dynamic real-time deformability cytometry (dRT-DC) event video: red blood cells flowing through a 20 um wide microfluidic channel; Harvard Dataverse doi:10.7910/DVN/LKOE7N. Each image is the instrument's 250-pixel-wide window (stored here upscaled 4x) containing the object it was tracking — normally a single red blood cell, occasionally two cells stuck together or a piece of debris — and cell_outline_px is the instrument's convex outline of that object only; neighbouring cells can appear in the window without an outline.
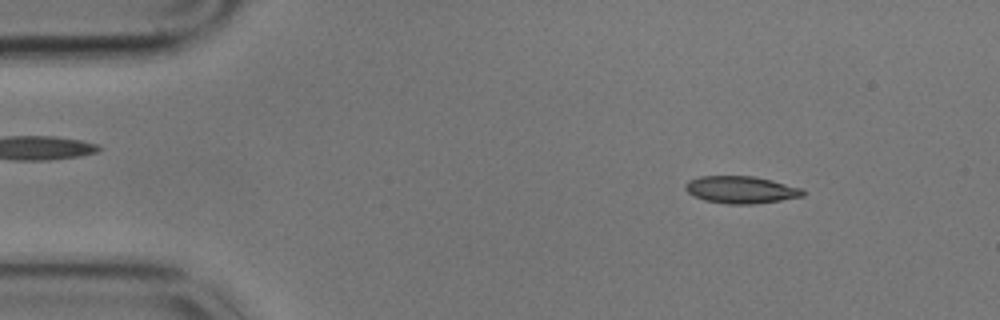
{"species": "common noctule bat (a hibernating species)", "species_latin": "Nyctalus noctula", "temperature_condition": "cold", "stored_images_in_passage": 57, "camera_frame_rate_fps": 3000, "um_per_image_px": 0.085, "animal": {"sex": "male", "body_mass_g": 17.9}, "frame": {"image": 1, "passage_image": 7, "time_ms": 2.0, "image_size_px": [1000, 320], "cell_outline_px": [[804, 196], [780, 200], [752, 204], [728, 204], [704, 200], [688, 192], [684, 188], [684, 184], [688, 180], [700, 176], [752, 176], [772, 180], [804, 188]], "centroid_in_image_um": [62.99, 16.12], "position_along_channel_um": 22.0, "area_um2": 18.67}}
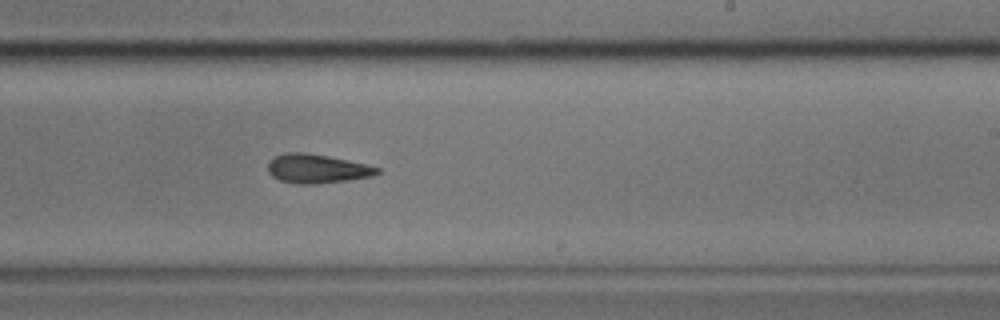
{"frame": {"image": 2, "passage_image": 34, "time_ms": 11.0, "image_size_px": [1000, 320], "cell_outline_px": [[380, 172], [372, 176], [348, 180], [316, 184], [300, 184], [280, 180], [272, 176], [268, 172], [268, 164], [276, 156], [284, 152], [304, 152], [328, 156], [368, 164], [380, 168]], "centroid_in_image_um": [26.96, 14.33], "position_along_channel_um": 262.0, "area_um2": 18.44}}
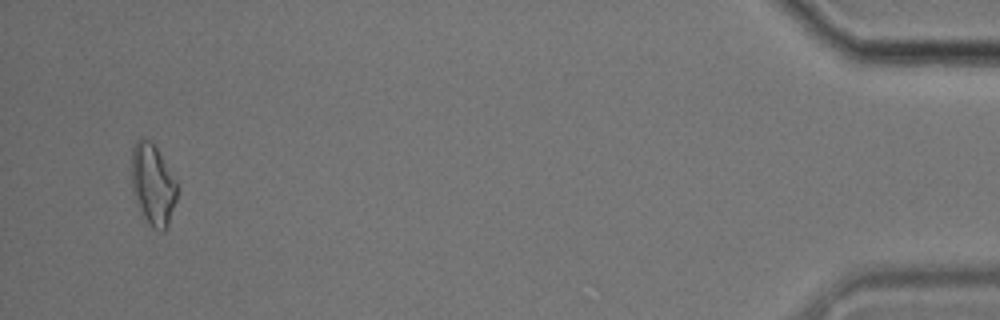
{"frame": {"image": 3, "passage_image": 55, "time_ms": 18.0, "image_size_px": [1000, 320], "cell_outline_px": [[180, 188], [168, 224], [164, 232], [160, 232], [152, 228], [148, 224], [132, 192], [132, 148], [136, 140], [140, 136], [152, 140], [176, 180]], "centroid_in_image_um": [13.01, 15.66], "position_along_channel_um": 422.2, "area_um2": 21.85}, "authors_computed_cell_mechanics": {"area_um2": 18.8428, "velocity_mm_per_s": 3.4441, "shape_relaxation_time_tau1_ms": 4.9945, "shape_relaxation_time_tau2_ms": 6.2403, "deformation_change_tau1": 0.14, "deformation_change_tau2": 0.1627}}